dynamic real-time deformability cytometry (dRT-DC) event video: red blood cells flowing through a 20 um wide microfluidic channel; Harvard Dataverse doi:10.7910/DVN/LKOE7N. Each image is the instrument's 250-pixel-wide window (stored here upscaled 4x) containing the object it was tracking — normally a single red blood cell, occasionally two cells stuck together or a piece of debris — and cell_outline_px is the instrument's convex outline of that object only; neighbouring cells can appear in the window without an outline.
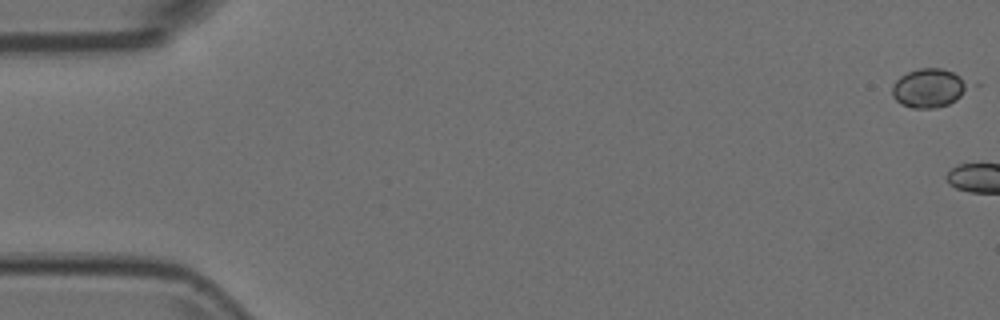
{"species": "Egyptian fruit bat (a non-hibernating species)", "species_latin": "Rousettus aegyptiacus", "temperature_condition": "room temperature", "stored_images_in_passage": 5, "camera_frame_rate_fps": 3000, "um_per_image_px": 0.085, "animal": {"sex": "female"}, "frame": {"image": 1, "passage_image": 1, "time_ms": 0.0, "image_size_px": [1000, 320], "cell_outline_px": [[968, 88], [956, 100], [948, 104], [932, 108], [912, 108], [900, 104], [892, 96], [892, 84], [900, 76], [908, 72], [920, 68], [940, 68], [952, 72], [960, 76], [968, 84]], "centroid_in_image_um": [78.9, 7.49], "position_along_channel_um": 6.1, "area_um2": 17.11}}